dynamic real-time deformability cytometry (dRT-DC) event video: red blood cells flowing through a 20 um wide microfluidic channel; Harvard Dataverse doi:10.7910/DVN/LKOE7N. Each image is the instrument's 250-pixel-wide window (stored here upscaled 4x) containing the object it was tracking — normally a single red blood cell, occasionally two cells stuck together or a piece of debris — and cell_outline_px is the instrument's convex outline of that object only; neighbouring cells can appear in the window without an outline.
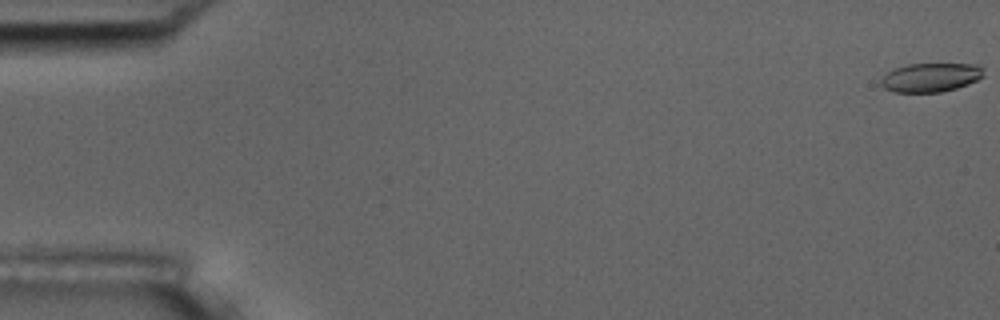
{"species": "common noctule bat (a hibernating species)", "species_latin": "Nyctalus noctula", "temperature_condition": "room temperature", "stored_images_in_passage": 9, "camera_frame_rate_fps": 3000, "um_per_image_px": 0.085, "animal": {"sex": "male", "body_mass_g": 17.5, "forearm_length_mm": 52.3}, "frame": {"image": 1, "passage_image": 1, "time_ms": 0.0, "image_size_px": [1000, 320], "cell_outline_px": [[984, 76], [968, 84], [956, 88], [940, 92], [892, 92], [884, 88], [880, 84], [880, 80], [892, 68], [908, 64], [976, 64], [984, 68]], "centroid_in_image_um": [79.1, 6.58], "position_along_channel_um": 5.9, "area_um2": 17.4}}
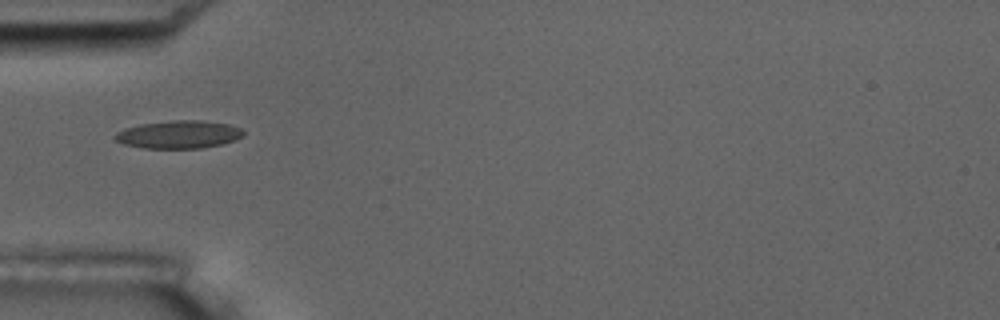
{"frame": {"image": 2, "passage_image": 6, "time_ms": 6.0, "image_size_px": [1000, 320], "cell_outline_px": [[244, 136], [236, 140], [224, 144], [200, 148], [144, 148], [124, 144], [116, 140], [112, 136], [116, 132], [124, 128], [140, 124], [172, 120], [204, 120], [228, 124], [240, 128], [244, 132]], "centroid_in_image_um": [15.2, 11.43], "position_along_channel_um": 69.8, "area_um2": 21.04}}
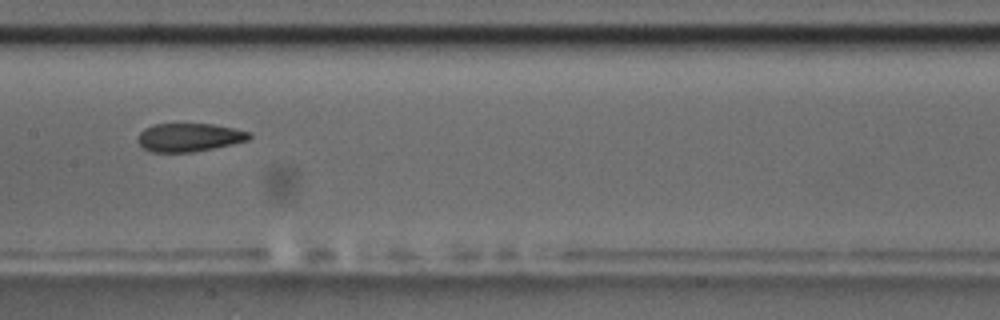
{"frame": {"image": 3, "passage_image": 9, "time_ms": 9.333, "image_size_px": [1000, 320], "cell_outline_px": [[252, 136], [248, 140], [232, 144], [192, 152], [152, 152], [144, 148], [136, 140], [136, 136], [144, 128], [152, 124], [212, 124], [232, 128], [248, 132]], "centroid_in_image_um": [16.02, 11.67], "position_along_channel_um": 191.4, "area_um2": 18.32}}